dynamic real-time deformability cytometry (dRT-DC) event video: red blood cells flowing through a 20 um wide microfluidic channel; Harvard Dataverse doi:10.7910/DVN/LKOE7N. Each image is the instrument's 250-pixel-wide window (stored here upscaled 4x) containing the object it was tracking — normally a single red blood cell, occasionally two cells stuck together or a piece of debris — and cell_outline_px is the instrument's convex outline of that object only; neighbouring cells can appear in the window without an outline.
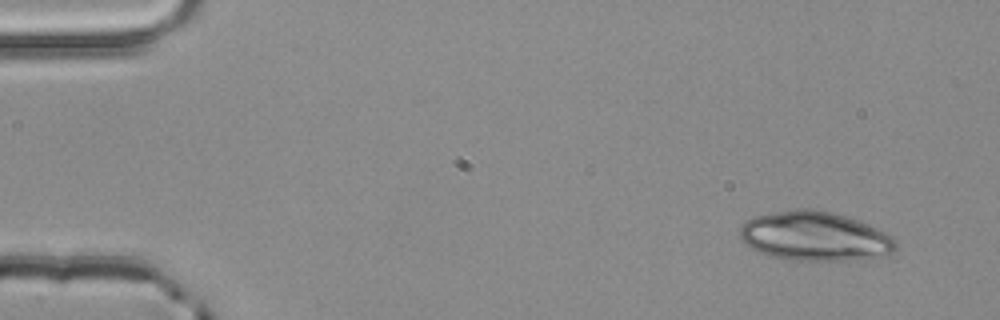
{"species": "common noctule bat (a hibernating species)", "species_latin": "Nyctalus noctula", "temperature_condition": "room temperature", "stored_images_in_passage": 3, "camera_frame_rate_fps": 3000, "um_per_image_px": 0.085, "animal": {"sex": "male", "body_mass_g": 20.4}, "frame": {"image": 1, "passage_image": 1, "time_ms": 0.0, "image_size_px": [1000, 320], "cell_outline_px": [[896, 248], [888, 256], [840, 260], [796, 260], [772, 256], [760, 252], [752, 248], [740, 240], [740, 228], [752, 216], [796, 208], [804, 208], [832, 212], [860, 220], [888, 232], [896, 240]], "centroid_in_image_um": [69.3, 20.07], "position_along_channel_um": 15.7, "area_um2": 44.85}}